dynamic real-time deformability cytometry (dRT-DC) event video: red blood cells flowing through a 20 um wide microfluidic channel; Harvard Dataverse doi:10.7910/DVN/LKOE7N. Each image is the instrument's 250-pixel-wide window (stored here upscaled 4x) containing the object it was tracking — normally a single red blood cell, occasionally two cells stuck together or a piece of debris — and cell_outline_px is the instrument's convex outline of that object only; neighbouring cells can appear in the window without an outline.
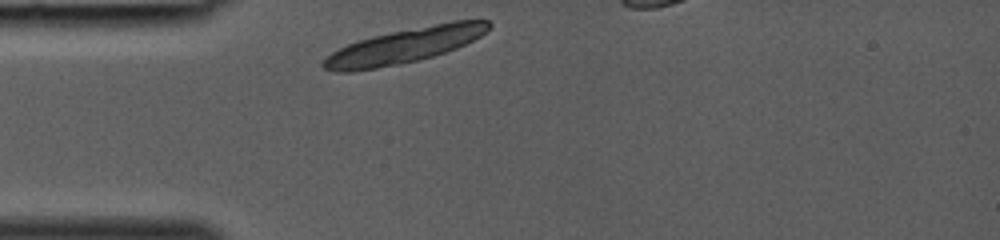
{"species": "common noctule bat (a hibernating species)", "species_latin": "Nyctalus noctula", "temperature_condition": "room temperature", "stored_images_in_passage": 4, "camera_frame_rate_fps": 3000, "um_per_image_px": 0.085, "animal": {"sex": "female", "body_mass_g": 19.0, "forearm_length_mm": 53.3}, "frame": {"image": 1, "passage_image": 1, "time_ms": 0.0, "image_size_px": [1000, 240], "cell_outline_px": [[492, 24], [480, 36], [456, 48], [432, 56], [416, 60], [376, 68], [352, 72], [336, 72], [324, 68], [320, 64], [332, 52], [348, 44], [372, 36], [452, 20], [488, 20]], "centroid_in_image_um": [34.37, 3.88], "position_along_channel_um": 50.6, "area_um2": 33.0}}